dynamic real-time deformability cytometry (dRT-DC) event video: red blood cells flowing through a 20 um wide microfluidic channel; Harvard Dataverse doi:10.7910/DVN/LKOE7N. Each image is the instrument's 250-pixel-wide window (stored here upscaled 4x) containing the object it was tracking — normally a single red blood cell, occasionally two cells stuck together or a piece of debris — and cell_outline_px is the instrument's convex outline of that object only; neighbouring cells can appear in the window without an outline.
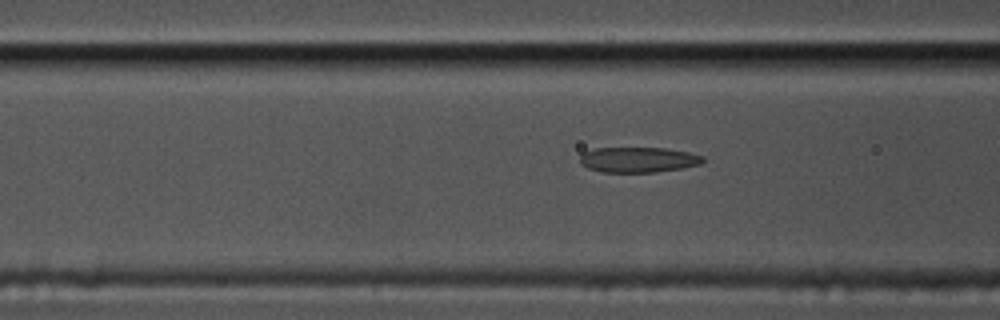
{"species": "common noctule bat (a hibernating species)", "species_latin": "Nyctalus noctula", "temperature_condition": "cold", "stored_images_in_passage": 12, "camera_frame_rate_fps": 3000, "um_per_image_px": 0.085, "animal": {"sex": "male", "body_mass_g": 17.5, "forearm_length_mm": 52.3}, "frame": {"image": 1, "passage_image": 10, "time_ms": 3.0, "image_size_px": [1000, 320], "cell_outline_px": [[704, 160], [700, 164], [680, 168], [652, 172], [600, 172], [588, 168], [580, 164], [580, 156], [584, 152], [596, 148], [664, 148], [688, 152], [704, 156]], "centroid_in_image_um": [54.22, 13.57], "position_along_channel_um": 112.4, "area_um2": 18.03}}